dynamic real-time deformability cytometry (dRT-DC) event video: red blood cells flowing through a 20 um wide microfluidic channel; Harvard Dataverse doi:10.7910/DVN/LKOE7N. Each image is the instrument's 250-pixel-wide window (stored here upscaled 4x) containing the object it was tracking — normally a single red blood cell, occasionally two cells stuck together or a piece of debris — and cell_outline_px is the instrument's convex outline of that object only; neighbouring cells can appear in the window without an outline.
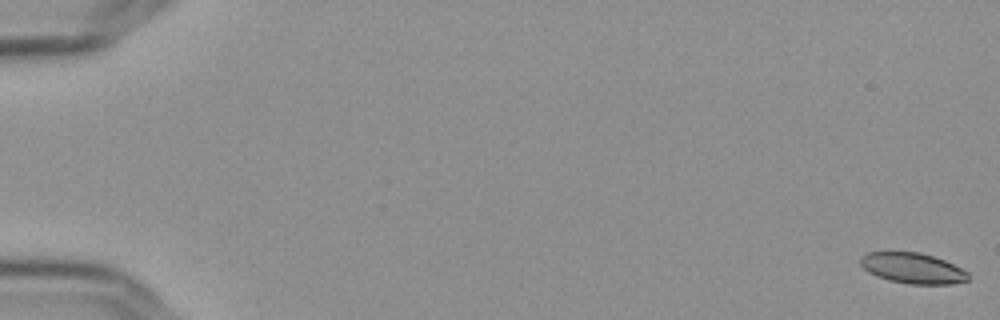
{"species": "Egyptian fruit bat (a non-hibernating species)", "species_latin": "Rousettus aegyptiacus", "temperature_condition": "cold", "stored_images_in_passage": 57, "camera_frame_rate_fps": 3000, "um_per_image_px": 0.085, "frame": {"image": 1, "passage_image": 1, "time_ms": 0.0, "image_size_px": [1000, 320], "cell_outline_px": [[968, 280], [952, 284], [908, 284], [892, 280], [868, 272], [860, 264], [860, 256], [868, 252], [920, 252], [944, 260], [968, 272]], "centroid_in_image_um": [77.57, 22.79], "position_along_channel_um": 7.4, "area_um2": 18.96}}
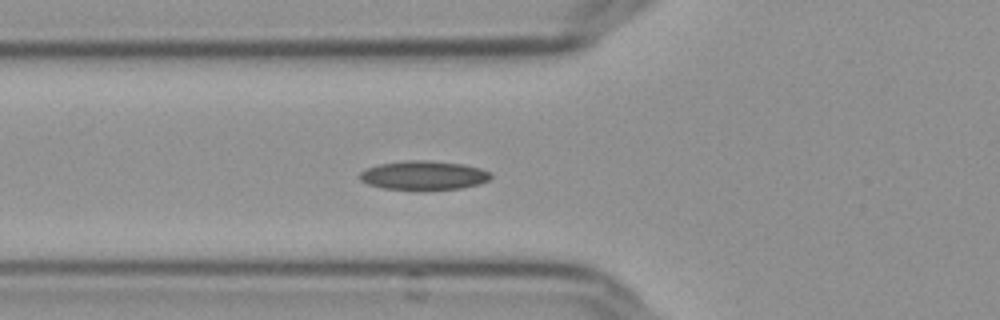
{"frame": {"image": 2, "passage_image": 22, "time_ms": 7.0, "image_size_px": [1000, 320], "cell_outline_px": [[492, 176], [488, 180], [480, 184], [460, 188], [380, 188], [368, 184], [360, 180], [360, 172], [364, 168], [380, 164], [408, 160], [428, 160], [464, 164], [480, 168], [488, 172]], "centroid_in_image_um": [35.99, 14.87], "position_along_channel_um": 89.8, "area_um2": 21.68}}
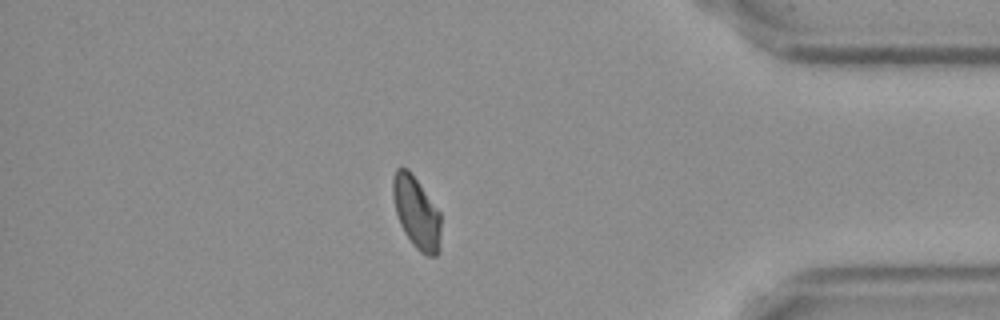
{"frame": {"image": 3, "passage_image": 50, "time_ms": 16.333, "image_size_px": [1000, 320], "cell_outline_px": [[440, 248], [436, 256], [428, 256], [420, 252], [412, 244], [404, 232], [400, 224], [396, 212], [392, 196], [392, 180], [396, 168], [408, 168], [440, 212]], "centroid_in_image_um": [35.39, 18.08], "position_along_channel_um": 399.8, "area_um2": 20.11}, "authors_computed_cell_mechanics": {"area_um2": 20.4034, "velocity_mm_per_s": 3.6358, "shape_relaxation_time_tau1_ms": 6.7448, "shape_relaxation_time_tau2_ms": null, "deformation_change_tau1": 0.1249, "deformation_change_tau2": null}}